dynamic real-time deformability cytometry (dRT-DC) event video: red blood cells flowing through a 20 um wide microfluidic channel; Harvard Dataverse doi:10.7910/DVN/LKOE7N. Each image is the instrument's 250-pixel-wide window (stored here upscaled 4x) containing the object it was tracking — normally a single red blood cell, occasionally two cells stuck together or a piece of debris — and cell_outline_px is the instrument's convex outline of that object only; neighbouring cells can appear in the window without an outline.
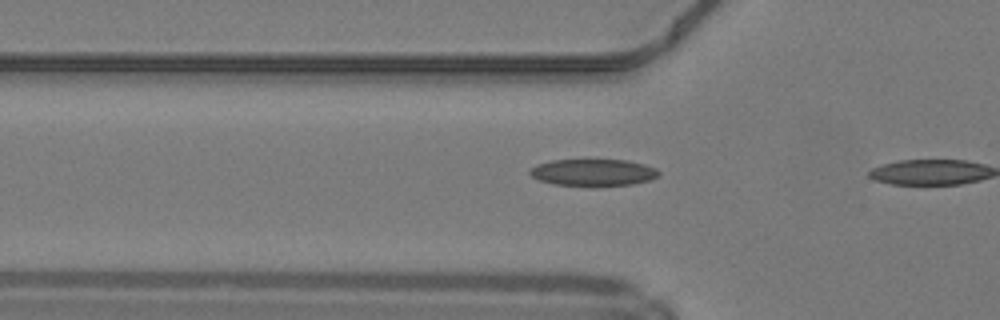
{"species": "common noctule bat (a hibernating species)", "species_latin": "Nyctalus noctula", "temperature_condition": "warm", "stored_images_in_passage": 4, "camera_frame_rate_fps": 3000, "um_per_image_px": 0.085, "animal": {"sex": "male", "body_mass_g": 19.2, "forearm_length_mm": 51.8}, "frame": {"image": 1, "passage_image": 3, "time_ms": 0.667, "image_size_px": [1000, 320], "cell_outline_px": [[660, 172], [656, 176], [648, 180], [632, 184], [592, 188], [552, 184], [540, 180], [532, 176], [528, 172], [536, 164], [552, 160], [628, 160], [644, 164], [656, 168]], "centroid_in_image_um": [50.4, 14.69], "position_along_channel_um": 75.4, "area_um2": 20.63}}